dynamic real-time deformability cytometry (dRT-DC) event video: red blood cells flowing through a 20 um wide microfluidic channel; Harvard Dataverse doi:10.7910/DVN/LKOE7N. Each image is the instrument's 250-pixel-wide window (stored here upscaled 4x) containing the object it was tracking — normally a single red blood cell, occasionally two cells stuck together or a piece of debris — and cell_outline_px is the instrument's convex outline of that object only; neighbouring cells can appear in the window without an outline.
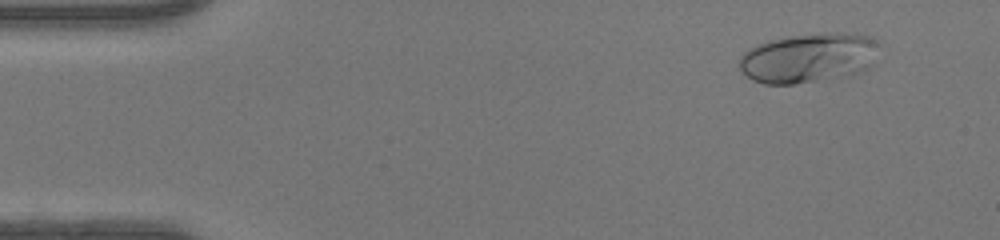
{"species": "human", "species_latin": "Homo sapiens", "temperature_condition": "warm", "stored_images_in_passage": 43, "camera_frame_rate_fps": 3000, "um_per_image_px": 0.085, "donor": {"sex": "female"}, "frame": {"image": 1, "passage_image": 1, "time_ms": 0.0, "image_size_px": [1000, 240], "cell_outline_px": [[884, 44], [872, 64], [864, 72], [852, 76], [796, 84], [764, 84], [752, 80], [740, 68], [740, 56], [748, 48], [756, 44], [768, 40], [788, 36], [828, 32], [840, 32], [872, 36]], "centroid_in_image_um": [68.83, 4.91], "position_along_channel_um": 16.2, "area_um2": 41.62}}
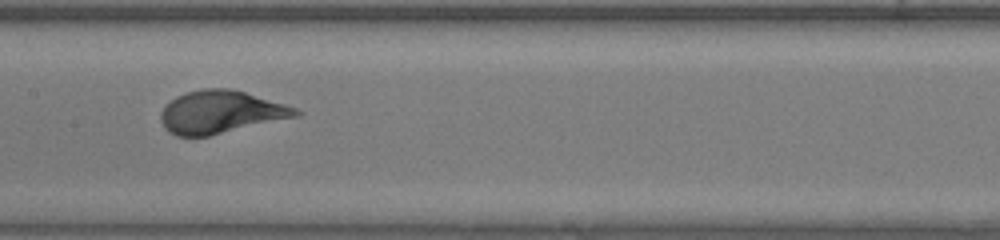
{"frame": {"image": 2, "passage_image": 20, "time_ms": 6.333, "image_size_px": [1000, 240], "cell_outline_px": [[304, 112], [300, 116], [208, 136], [176, 136], [168, 132], [164, 128], [160, 120], [160, 112], [164, 104], [176, 96], [188, 92], [204, 88], [228, 88], [244, 92], [284, 104], [296, 108]], "centroid_in_image_um": [18.73, 9.53], "position_along_channel_um": 188.7, "area_um2": 33.7}}
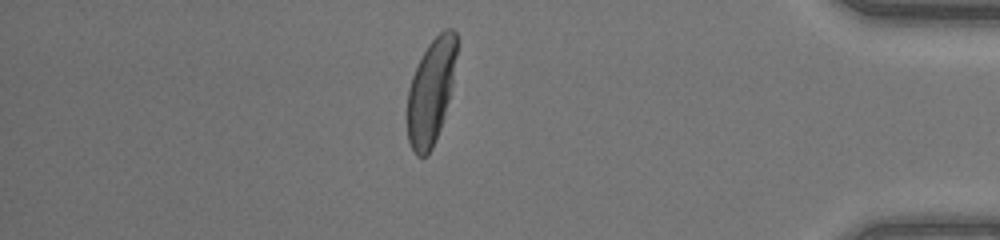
{"frame": {"image": 3, "passage_image": 37, "time_ms": 12.0, "image_size_px": [1000, 240], "cell_outline_px": [[460, 40], [452, 84], [444, 116], [440, 128], [432, 148], [424, 156], [416, 156], [408, 140], [408, 88], [412, 76], [428, 44], [444, 28], [452, 28], [456, 32]], "centroid_in_image_um": [36.67, 7.7], "position_along_channel_um": 398.5, "area_um2": 30.23}, "authors_computed_cell_mechanics": {"area_um2": 33.813, "velocity_mm_per_s": 4.3992, "shape_relaxation_time_tau1_ms": 2.244, "shape_relaxation_time_tau2_ms": null, "deformation_change_tau1": 0.1861, "deformation_change_tau2": null}}